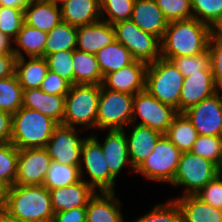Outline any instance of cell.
Returning a JSON list of instances; mask_svg holds the SVG:
<instances>
[{"label":"cell","mask_w":222,"mask_h":222,"mask_svg":"<svg viewBox=\"0 0 222 222\" xmlns=\"http://www.w3.org/2000/svg\"><path fill=\"white\" fill-rule=\"evenodd\" d=\"M210 27L197 19L169 22L161 40V57L193 56L208 49Z\"/></svg>","instance_id":"6da1fadb"},{"label":"cell","mask_w":222,"mask_h":222,"mask_svg":"<svg viewBox=\"0 0 222 222\" xmlns=\"http://www.w3.org/2000/svg\"><path fill=\"white\" fill-rule=\"evenodd\" d=\"M21 222H52L55 214L49 190L43 185H13L4 211Z\"/></svg>","instance_id":"7a4b0ae2"},{"label":"cell","mask_w":222,"mask_h":222,"mask_svg":"<svg viewBox=\"0 0 222 222\" xmlns=\"http://www.w3.org/2000/svg\"><path fill=\"white\" fill-rule=\"evenodd\" d=\"M59 124L36 110L21 107L13 114L11 143L17 149L46 147Z\"/></svg>","instance_id":"3957f363"},{"label":"cell","mask_w":222,"mask_h":222,"mask_svg":"<svg viewBox=\"0 0 222 222\" xmlns=\"http://www.w3.org/2000/svg\"><path fill=\"white\" fill-rule=\"evenodd\" d=\"M184 76L170 60L160 57L147 65L145 90L160 102L180 113V95Z\"/></svg>","instance_id":"277c9868"},{"label":"cell","mask_w":222,"mask_h":222,"mask_svg":"<svg viewBox=\"0 0 222 222\" xmlns=\"http://www.w3.org/2000/svg\"><path fill=\"white\" fill-rule=\"evenodd\" d=\"M101 85L74 84L65 96L62 125L97 128V109Z\"/></svg>","instance_id":"5b68a950"},{"label":"cell","mask_w":222,"mask_h":222,"mask_svg":"<svg viewBox=\"0 0 222 222\" xmlns=\"http://www.w3.org/2000/svg\"><path fill=\"white\" fill-rule=\"evenodd\" d=\"M221 169L212 161L192 152H182L171 185L187 187L184 196L196 195L209 181L213 180Z\"/></svg>","instance_id":"8992f818"},{"label":"cell","mask_w":222,"mask_h":222,"mask_svg":"<svg viewBox=\"0 0 222 222\" xmlns=\"http://www.w3.org/2000/svg\"><path fill=\"white\" fill-rule=\"evenodd\" d=\"M113 27L116 41L126 47L135 60L148 65L161 57V41L142 31L131 19L118 21Z\"/></svg>","instance_id":"52a82bcc"},{"label":"cell","mask_w":222,"mask_h":222,"mask_svg":"<svg viewBox=\"0 0 222 222\" xmlns=\"http://www.w3.org/2000/svg\"><path fill=\"white\" fill-rule=\"evenodd\" d=\"M134 95L110 91L101 85L97 109V128L124 130L131 124Z\"/></svg>","instance_id":"ba28073f"},{"label":"cell","mask_w":222,"mask_h":222,"mask_svg":"<svg viewBox=\"0 0 222 222\" xmlns=\"http://www.w3.org/2000/svg\"><path fill=\"white\" fill-rule=\"evenodd\" d=\"M182 152L162 135L150 156L135 170L147 179L172 183Z\"/></svg>","instance_id":"9c48e42d"},{"label":"cell","mask_w":222,"mask_h":222,"mask_svg":"<svg viewBox=\"0 0 222 222\" xmlns=\"http://www.w3.org/2000/svg\"><path fill=\"white\" fill-rule=\"evenodd\" d=\"M177 114L175 108L160 102L146 90L134 95L131 123H135L140 116L142 121L138 125L147 126L165 135Z\"/></svg>","instance_id":"30bf717a"},{"label":"cell","mask_w":222,"mask_h":222,"mask_svg":"<svg viewBox=\"0 0 222 222\" xmlns=\"http://www.w3.org/2000/svg\"><path fill=\"white\" fill-rule=\"evenodd\" d=\"M97 136L90 135L82 143L81 162H84L85 169L91 181L86 182L96 191L114 192L115 177L110 173L107 161Z\"/></svg>","instance_id":"8fae6325"},{"label":"cell","mask_w":222,"mask_h":222,"mask_svg":"<svg viewBox=\"0 0 222 222\" xmlns=\"http://www.w3.org/2000/svg\"><path fill=\"white\" fill-rule=\"evenodd\" d=\"M85 139L77 136L76 128L59 124L54 129L45 148L52 160L63 165L81 166L82 178L84 168L81 165V150Z\"/></svg>","instance_id":"7c38bea8"},{"label":"cell","mask_w":222,"mask_h":222,"mask_svg":"<svg viewBox=\"0 0 222 222\" xmlns=\"http://www.w3.org/2000/svg\"><path fill=\"white\" fill-rule=\"evenodd\" d=\"M219 92L183 112L198 135L222 137V97Z\"/></svg>","instance_id":"4fadbf2b"},{"label":"cell","mask_w":222,"mask_h":222,"mask_svg":"<svg viewBox=\"0 0 222 222\" xmlns=\"http://www.w3.org/2000/svg\"><path fill=\"white\" fill-rule=\"evenodd\" d=\"M51 161L45 147L19 149L15 185H43Z\"/></svg>","instance_id":"5bb4252c"},{"label":"cell","mask_w":222,"mask_h":222,"mask_svg":"<svg viewBox=\"0 0 222 222\" xmlns=\"http://www.w3.org/2000/svg\"><path fill=\"white\" fill-rule=\"evenodd\" d=\"M146 68V63L135 60L120 70L106 74L102 86L110 91L135 95L145 90Z\"/></svg>","instance_id":"9a60e30c"},{"label":"cell","mask_w":222,"mask_h":222,"mask_svg":"<svg viewBox=\"0 0 222 222\" xmlns=\"http://www.w3.org/2000/svg\"><path fill=\"white\" fill-rule=\"evenodd\" d=\"M131 20L142 31L162 40L169 24L155 0H135Z\"/></svg>","instance_id":"2e32d148"},{"label":"cell","mask_w":222,"mask_h":222,"mask_svg":"<svg viewBox=\"0 0 222 222\" xmlns=\"http://www.w3.org/2000/svg\"><path fill=\"white\" fill-rule=\"evenodd\" d=\"M54 213L77 207H87L89 199L96 191L81 179L74 184L49 190Z\"/></svg>","instance_id":"e0dca14e"},{"label":"cell","mask_w":222,"mask_h":222,"mask_svg":"<svg viewBox=\"0 0 222 222\" xmlns=\"http://www.w3.org/2000/svg\"><path fill=\"white\" fill-rule=\"evenodd\" d=\"M116 41L112 24L99 20L95 23L77 27L76 49L96 54L99 50Z\"/></svg>","instance_id":"ac0fdd59"},{"label":"cell","mask_w":222,"mask_h":222,"mask_svg":"<svg viewBox=\"0 0 222 222\" xmlns=\"http://www.w3.org/2000/svg\"><path fill=\"white\" fill-rule=\"evenodd\" d=\"M217 92L212 73H194L184 78L180 95V113Z\"/></svg>","instance_id":"d6986e66"},{"label":"cell","mask_w":222,"mask_h":222,"mask_svg":"<svg viewBox=\"0 0 222 222\" xmlns=\"http://www.w3.org/2000/svg\"><path fill=\"white\" fill-rule=\"evenodd\" d=\"M127 138L131 168L135 171L152 153L156 142L163 135L147 126L136 125Z\"/></svg>","instance_id":"ffe728a7"},{"label":"cell","mask_w":222,"mask_h":222,"mask_svg":"<svg viewBox=\"0 0 222 222\" xmlns=\"http://www.w3.org/2000/svg\"><path fill=\"white\" fill-rule=\"evenodd\" d=\"M25 23L44 32L62 22L61 8L48 0H31L24 8Z\"/></svg>","instance_id":"44dd1931"},{"label":"cell","mask_w":222,"mask_h":222,"mask_svg":"<svg viewBox=\"0 0 222 222\" xmlns=\"http://www.w3.org/2000/svg\"><path fill=\"white\" fill-rule=\"evenodd\" d=\"M22 107L36 110L62 124L65 96L47 94L40 88L23 90Z\"/></svg>","instance_id":"7402d4cb"},{"label":"cell","mask_w":222,"mask_h":222,"mask_svg":"<svg viewBox=\"0 0 222 222\" xmlns=\"http://www.w3.org/2000/svg\"><path fill=\"white\" fill-rule=\"evenodd\" d=\"M60 8L62 21L75 27L101 20L100 0H68Z\"/></svg>","instance_id":"603a6c76"},{"label":"cell","mask_w":222,"mask_h":222,"mask_svg":"<svg viewBox=\"0 0 222 222\" xmlns=\"http://www.w3.org/2000/svg\"><path fill=\"white\" fill-rule=\"evenodd\" d=\"M100 193H95L88 201L86 222H124L115 191Z\"/></svg>","instance_id":"cb8c5ba5"},{"label":"cell","mask_w":222,"mask_h":222,"mask_svg":"<svg viewBox=\"0 0 222 222\" xmlns=\"http://www.w3.org/2000/svg\"><path fill=\"white\" fill-rule=\"evenodd\" d=\"M110 173L116 178L129 160L127 137L124 130H109L100 144Z\"/></svg>","instance_id":"d4e9b609"},{"label":"cell","mask_w":222,"mask_h":222,"mask_svg":"<svg viewBox=\"0 0 222 222\" xmlns=\"http://www.w3.org/2000/svg\"><path fill=\"white\" fill-rule=\"evenodd\" d=\"M175 200L185 222H222V210L205 203L196 195H183Z\"/></svg>","instance_id":"484cf974"},{"label":"cell","mask_w":222,"mask_h":222,"mask_svg":"<svg viewBox=\"0 0 222 222\" xmlns=\"http://www.w3.org/2000/svg\"><path fill=\"white\" fill-rule=\"evenodd\" d=\"M47 71L44 57H30L27 62L24 56L16 59L15 75L23 90L40 88Z\"/></svg>","instance_id":"4316f807"},{"label":"cell","mask_w":222,"mask_h":222,"mask_svg":"<svg viewBox=\"0 0 222 222\" xmlns=\"http://www.w3.org/2000/svg\"><path fill=\"white\" fill-rule=\"evenodd\" d=\"M74 84L102 85L103 75L95 54L74 49L73 51Z\"/></svg>","instance_id":"83f0119b"},{"label":"cell","mask_w":222,"mask_h":222,"mask_svg":"<svg viewBox=\"0 0 222 222\" xmlns=\"http://www.w3.org/2000/svg\"><path fill=\"white\" fill-rule=\"evenodd\" d=\"M95 55L103 77L135 61L130 51L118 41L107 45Z\"/></svg>","instance_id":"f1b7e54d"},{"label":"cell","mask_w":222,"mask_h":222,"mask_svg":"<svg viewBox=\"0 0 222 222\" xmlns=\"http://www.w3.org/2000/svg\"><path fill=\"white\" fill-rule=\"evenodd\" d=\"M165 136L181 152H190L198 133L188 118L183 113H178L173 118Z\"/></svg>","instance_id":"f546056e"},{"label":"cell","mask_w":222,"mask_h":222,"mask_svg":"<svg viewBox=\"0 0 222 222\" xmlns=\"http://www.w3.org/2000/svg\"><path fill=\"white\" fill-rule=\"evenodd\" d=\"M45 45V56L77 47V27L61 22L49 31Z\"/></svg>","instance_id":"4dcf8cb0"},{"label":"cell","mask_w":222,"mask_h":222,"mask_svg":"<svg viewBox=\"0 0 222 222\" xmlns=\"http://www.w3.org/2000/svg\"><path fill=\"white\" fill-rule=\"evenodd\" d=\"M47 37V32L29 26L24 22L13 40L29 57H45Z\"/></svg>","instance_id":"1f68e13d"},{"label":"cell","mask_w":222,"mask_h":222,"mask_svg":"<svg viewBox=\"0 0 222 222\" xmlns=\"http://www.w3.org/2000/svg\"><path fill=\"white\" fill-rule=\"evenodd\" d=\"M80 167L81 166L63 165L52 160L43 186L48 190H52L79 182L83 179L81 178Z\"/></svg>","instance_id":"d6a6232c"},{"label":"cell","mask_w":222,"mask_h":222,"mask_svg":"<svg viewBox=\"0 0 222 222\" xmlns=\"http://www.w3.org/2000/svg\"><path fill=\"white\" fill-rule=\"evenodd\" d=\"M23 103V88L16 75L0 79V110L15 114Z\"/></svg>","instance_id":"836d02e7"},{"label":"cell","mask_w":222,"mask_h":222,"mask_svg":"<svg viewBox=\"0 0 222 222\" xmlns=\"http://www.w3.org/2000/svg\"><path fill=\"white\" fill-rule=\"evenodd\" d=\"M19 149L11 142L0 145V182L8 188L15 185Z\"/></svg>","instance_id":"e575fe53"},{"label":"cell","mask_w":222,"mask_h":222,"mask_svg":"<svg viewBox=\"0 0 222 222\" xmlns=\"http://www.w3.org/2000/svg\"><path fill=\"white\" fill-rule=\"evenodd\" d=\"M190 152L212 161L222 170V137L198 135Z\"/></svg>","instance_id":"d590c367"},{"label":"cell","mask_w":222,"mask_h":222,"mask_svg":"<svg viewBox=\"0 0 222 222\" xmlns=\"http://www.w3.org/2000/svg\"><path fill=\"white\" fill-rule=\"evenodd\" d=\"M184 78L194 73H212L208 49L199 55L172 57L169 59Z\"/></svg>","instance_id":"8d00e7d4"},{"label":"cell","mask_w":222,"mask_h":222,"mask_svg":"<svg viewBox=\"0 0 222 222\" xmlns=\"http://www.w3.org/2000/svg\"><path fill=\"white\" fill-rule=\"evenodd\" d=\"M135 222H185V219L176 200H171L166 204L156 205Z\"/></svg>","instance_id":"74e56055"},{"label":"cell","mask_w":222,"mask_h":222,"mask_svg":"<svg viewBox=\"0 0 222 222\" xmlns=\"http://www.w3.org/2000/svg\"><path fill=\"white\" fill-rule=\"evenodd\" d=\"M192 18L209 27L222 16V0H191Z\"/></svg>","instance_id":"f35d334b"},{"label":"cell","mask_w":222,"mask_h":222,"mask_svg":"<svg viewBox=\"0 0 222 222\" xmlns=\"http://www.w3.org/2000/svg\"><path fill=\"white\" fill-rule=\"evenodd\" d=\"M73 51H59L44 57L47 61L48 70L58 74L72 85H74Z\"/></svg>","instance_id":"ab89813d"},{"label":"cell","mask_w":222,"mask_h":222,"mask_svg":"<svg viewBox=\"0 0 222 222\" xmlns=\"http://www.w3.org/2000/svg\"><path fill=\"white\" fill-rule=\"evenodd\" d=\"M134 2L135 0H100L101 16L104 17V12L109 16L102 20L112 25L118 21L130 20Z\"/></svg>","instance_id":"60d3db41"},{"label":"cell","mask_w":222,"mask_h":222,"mask_svg":"<svg viewBox=\"0 0 222 222\" xmlns=\"http://www.w3.org/2000/svg\"><path fill=\"white\" fill-rule=\"evenodd\" d=\"M24 22V8H9L0 6L1 33L9 36L10 38H15Z\"/></svg>","instance_id":"b9f144b4"},{"label":"cell","mask_w":222,"mask_h":222,"mask_svg":"<svg viewBox=\"0 0 222 222\" xmlns=\"http://www.w3.org/2000/svg\"><path fill=\"white\" fill-rule=\"evenodd\" d=\"M168 22L192 18L191 0H155Z\"/></svg>","instance_id":"7bdbcfd3"},{"label":"cell","mask_w":222,"mask_h":222,"mask_svg":"<svg viewBox=\"0 0 222 222\" xmlns=\"http://www.w3.org/2000/svg\"><path fill=\"white\" fill-rule=\"evenodd\" d=\"M196 196L205 203L222 210V170L209 181Z\"/></svg>","instance_id":"ee69618b"},{"label":"cell","mask_w":222,"mask_h":222,"mask_svg":"<svg viewBox=\"0 0 222 222\" xmlns=\"http://www.w3.org/2000/svg\"><path fill=\"white\" fill-rule=\"evenodd\" d=\"M208 52L214 83L222 91V41L209 39Z\"/></svg>","instance_id":"f6af8a7d"},{"label":"cell","mask_w":222,"mask_h":222,"mask_svg":"<svg viewBox=\"0 0 222 222\" xmlns=\"http://www.w3.org/2000/svg\"><path fill=\"white\" fill-rule=\"evenodd\" d=\"M71 85L72 84L66 79L48 70L40 89L47 94L66 96L70 90Z\"/></svg>","instance_id":"bcb514c9"},{"label":"cell","mask_w":222,"mask_h":222,"mask_svg":"<svg viewBox=\"0 0 222 222\" xmlns=\"http://www.w3.org/2000/svg\"><path fill=\"white\" fill-rule=\"evenodd\" d=\"M86 218V207H77L55 213L52 222H86Z\"/></svg>","instance_id":"7dc6e473"},{"label":"cell","mask_w":222,"mask_h":222,"mask_svg":"<svg viewBox=\"0 0 222 222\" xmlns=\"http://www.w3.org/2000/svg\"><path fill=\"white\" fill-rule=\"evenodd\" d=\"M13 114L0 110V145L11 142Z\"/></svg>","instance_id":"c3c4849f"},{"label":"cell","mask_w":222,"mask_h":222,"mask_svg":"<svg viewBox=\"0 0 222 222\" xmlns=\"http://www.w3.org/2000/svg\"><path fill=\"white\" fill-rule=\"evenodd\" d=\"M16 59L15 54H0V79L15 74Z\"/></svg>","instance_id":"681fc988"},{"label":"cell","mask_w":222,"mask_h":222,"mask_svg":"<svg viewBox=\"0 0 222 222\" xmlns=\"http://www.w3.org/2000/svg\"><path fill=\"white\" fill-rule=\"evenodd\" d=\"M11 40L12 38L0 32V54H15L16 58L24 56L17 47H11Z\"/></svg>","instance_id":"f907efd6"},{"label":"cell","mask_w":222,"mask_h":222,"mask_svg":"<svg viewBox=\"0 0 222 222\" xmlns=\"http://www.w3.org/2000/svg\"><path fill=\"white\" fill-rule=\"evenodd\" d=\"M222 41V16L210 26V38Z\"/></svg>","instance_id":"816d5d0a"},{"label":"cell","mask_w":222,"mask_h":222,"mask_svg":"<svg viewBox=\"0 0 222 222\" xmlns=\"http://www.w3.org/2000/svg\"><path fill=\"white\" fill-rule=\"evenodd\" d=\"M31 0H0V6L9 8H25Z\"/></svg>","instance_id":"f5cc1de1"},{"label":"cell","mask_w":222,"mask_h":222,"mask_svg":"<svg viewBox=\"0 0 222 222\" xmlns=\"http://www.w3.org/2000/svg\"><path fill=\"white\" fill-rule=\"evenodd\" d=\"M8 187L0 182V213H3L6 208Z\"/></svg>","instance_id":"db71d44e"},{"label":"cell","mask_w":222,"mask_h":222,"mask_svg":"<svg viewBox=\"0 0 222 222\" xmlns=\"http://www.w3.org/2000/svg\"><path fill=\"white\" fill-rule=\"evenodd\" d=\"M0 222H21L8 216L5 212L0 213Z\"/></svg>","instance_id":"11a10c76"},{"label":"cell","mask_w":222,"mask_h":222,"mask_svg":"<svg viewBox=\"0 0 222 222\" xmlns=\"http://www.w3.org/2000/svg\"><path fill=\"white\" fill-rule=\"evenodd\" d=\"M48 1L53 2L54 4H57V5H58L59 3L62 5L63 3H65V2L68 1V0H48Z\"/></svg>","instance_id":"9f6ffc18"}]
</instances>
